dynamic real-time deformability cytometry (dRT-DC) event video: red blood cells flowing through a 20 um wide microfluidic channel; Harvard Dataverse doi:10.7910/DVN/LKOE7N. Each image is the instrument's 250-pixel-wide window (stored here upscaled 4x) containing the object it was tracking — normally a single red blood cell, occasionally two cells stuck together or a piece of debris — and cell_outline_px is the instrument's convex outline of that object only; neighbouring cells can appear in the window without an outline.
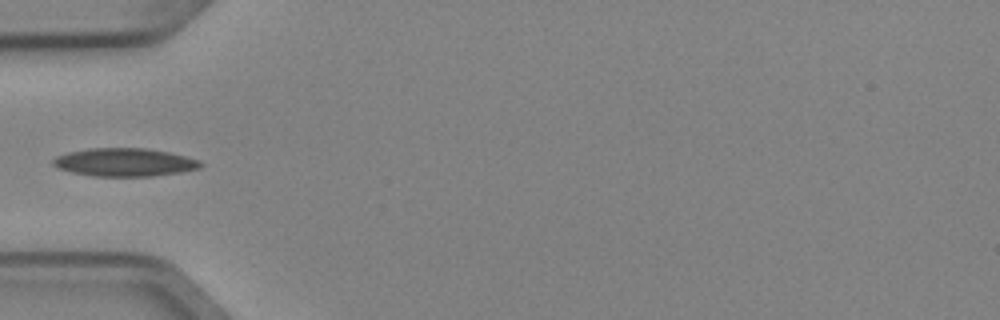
{"species": "Egyptian fruit bat (a non-hibernating species)", "species_latin": "Rousettus aegyptiacus", "temperature_condition": "cold", "stored_images_in_passage": 5, "camera_frame_rate_fps": 3000, "um_per_image_px": 0.085, "animal": {"sex": "female"}, "frame": {"image": 1, "passage_image": 4, "time_ms": 1.0, "image_size_px": [1000, 320], "cell_outline_px": [[204, 164], [200, 168], [180, 172], [152, 176], [92, 176], [72, 172], [60, 168], [52, 164], [52, 160], [56, 156], [68, 152], [88, 148], [144, 148], [168, 152], [200, 160]], "centroid_in_image_um": [10.59, 13.79], "position_along_channel_um": 74.4, "area_um2": 24.1}}
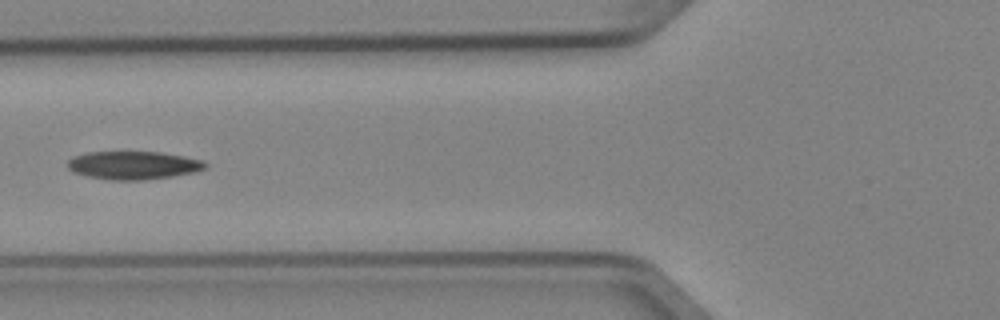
{"frame": {"image": 2, "passage_image": 5, "time_ms": 1.333, "image_size_px": [1000, 320], "cell_outline_px": [[208, 164], [204, 168], [192, 172], [172, 176], [144, 180], [108, 180], [88, 176], [72, 172], [68, 168], [68, 160], [76, 156], [88, 152], [160, 152], [184, 156], [204, 160]], "centroid_in_image_um": [11.33, 14.05], "position_along_channel_um": 114.5, "area_um2": 22.48}}